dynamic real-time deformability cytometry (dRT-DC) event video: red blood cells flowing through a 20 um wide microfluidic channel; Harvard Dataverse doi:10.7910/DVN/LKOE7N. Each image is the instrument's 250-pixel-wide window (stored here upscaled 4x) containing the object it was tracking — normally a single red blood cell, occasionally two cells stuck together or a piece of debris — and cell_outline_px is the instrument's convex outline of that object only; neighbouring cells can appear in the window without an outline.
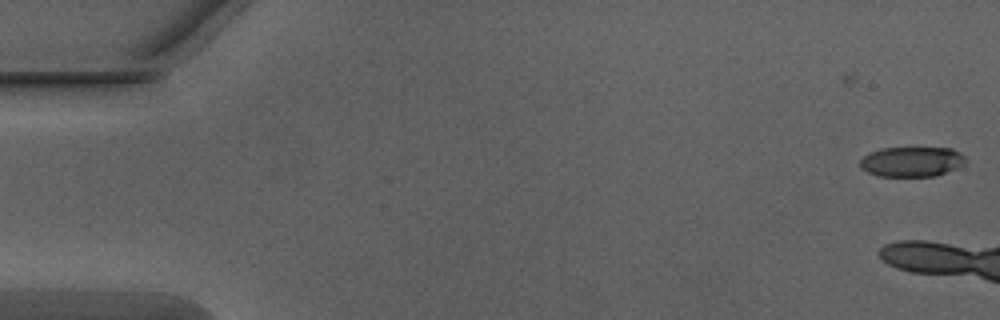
{"species": "Egyptian fruit bat (a non-hibernating species)", "species_latin": "Rousettus aegyptiacus", "temperature_condition": "warm", "stored_images_in_passage": 5, "camera_frame_rate_fps": 3000, "um_per_image_px": 0.085, "animal": {"sex": "male"}, "frame": {"image": 1, "passage_image": 5, "time_ms": 1.333, "image_size_px": [1000, 320], "cell_outline_px": [[968, 160], [964, 164], [956, 168], [936, 176], [880, 176], [868, 172], [860, 168], [860, 160], [868, 152], [880, 148], [952, 148], [960, 152]], "centroid_in_image_um": [77.5, 13.73], "position_along_channel_um": 7.5, "area_um2": 18.55}}